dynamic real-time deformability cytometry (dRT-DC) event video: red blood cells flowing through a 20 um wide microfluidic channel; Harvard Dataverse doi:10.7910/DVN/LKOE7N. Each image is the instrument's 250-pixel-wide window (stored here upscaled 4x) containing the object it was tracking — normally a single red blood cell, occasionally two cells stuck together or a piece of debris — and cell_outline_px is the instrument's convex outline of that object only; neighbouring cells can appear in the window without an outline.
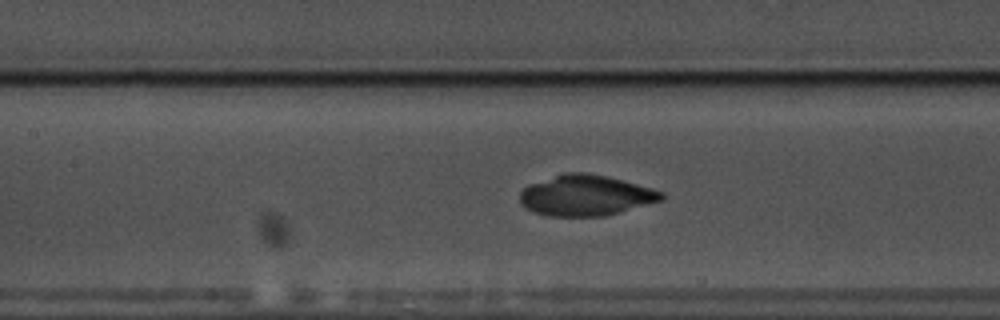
{"species": "common noctule bat (a hibernating species)", "species_latin": "Nyctalus noctula", "temperature_condition": "warm", "stored_images_in_passage": 57, "camera_frame_rate_fps": 3000, "um_per_image_px": 0.085, "animal": {"sex": "male", "body_mass_g": 17.5, "forearm_length_mm": 52.3}, "frame": {"image": 1, "passage_image": 26, "time_ms": 8.333, "image_size_px": [1000, 320], "cell_outline_px": [[664, 200], [620, 212], [604, 216], [548, 216], [532, 212], [520, 200], [520, 192], [528, 184], [564, 172], [584, 172], [604, 176], [652, 188], [664, 192]], "centroid_in_image_um": [49.79, 16.61], "position_along_channel_um": 157.6, "area_um2": 33.47}}
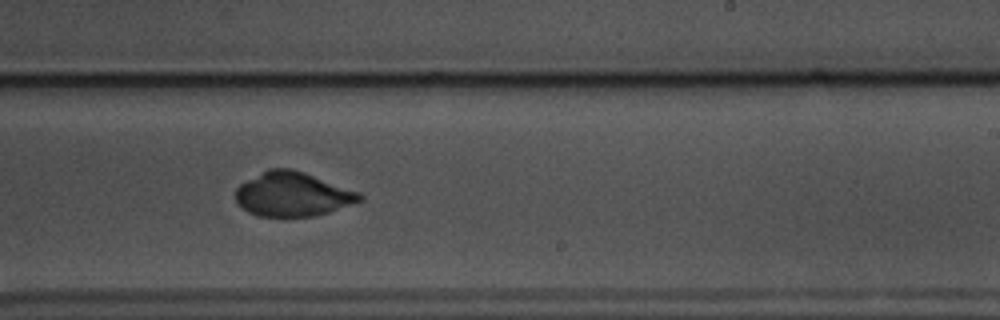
{"frame": {"image": 2, "passage_image": 35, "time_ms": 11.333, "image_size_px": [1000, 320], "cell_outline_px": [[364, 196], [360, 200], [328, 212], [312, 216], [256, 216], [248, 212], [236, 200], [236, 188], [240, 184], [268, 168], [292, 168], [304, 172], [360, 192]], "centroid_in_image_um": [24.85, 16.5], "position_along_channel_um": 264.1, "area_um2": 31.62}}
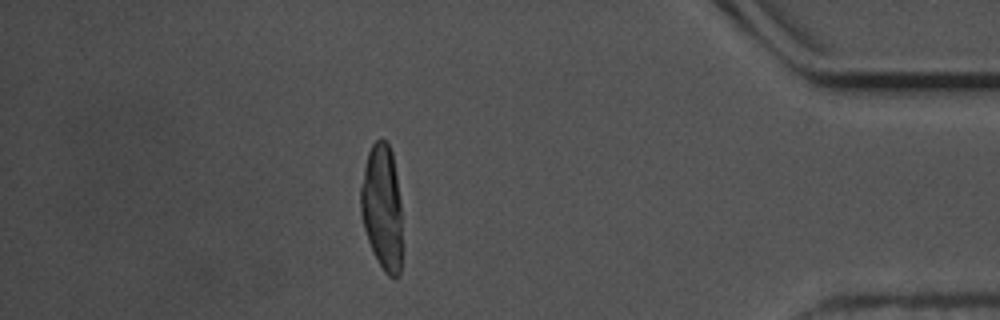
{"frame": {"image": 3, "passage_image": 50, "time_ms": 16.333, "image_size_px": [1000, 320], "cell_outline_px": [[400, 276], [396, 280], [388, 276], [384, 272], [372, 252], [364, 228], [360, 212], [360, 188], [364, 168], [368, 152], [372, 144], [380, 136], [388, 140], [392, 152], [396, 176], [400, 204]], "centroid_in_image_um": [32.45, 17.6], "position_along_channel_um": 402.7, "area_um2": 30.4}}